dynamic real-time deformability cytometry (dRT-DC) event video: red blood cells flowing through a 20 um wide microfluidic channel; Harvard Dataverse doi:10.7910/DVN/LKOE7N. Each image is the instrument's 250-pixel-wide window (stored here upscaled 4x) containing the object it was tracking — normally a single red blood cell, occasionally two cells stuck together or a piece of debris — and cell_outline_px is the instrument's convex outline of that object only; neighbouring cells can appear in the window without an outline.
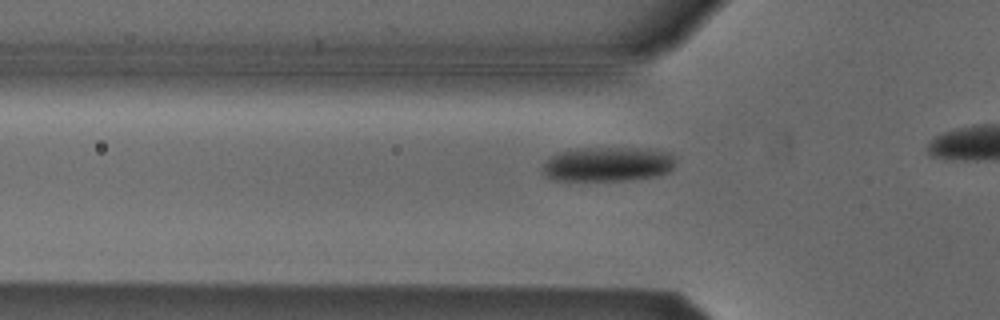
{"species": "Egyptian fruit bat (a non-hibernating species)", "species_latin": "Rousettus aegyptiacus", "temperature_condition": "cold", "stored_images_in_passage": 16, "camera_frame_rate_fps": 3000, "um_per_image_px": 0.085, "animal": {"sex": "male"}, "frame": {"image": 1, "passage_image": 10, "time_ms": 3.0, "image_size_px": [1000, 320], "cell_outline_px": [[676, 160], [672, 168], [668, 172], [652, 176], [624, 180], [552, 180], [544, 176], [544, 164], [552, 156], [560, 152], [576, 148], [648, 148], [672, 152], [676, 156]], "centroid_in_image_um": [51.71, 13.94], "position_along_channel_um": 74.1, "area_um2": 26.76}}
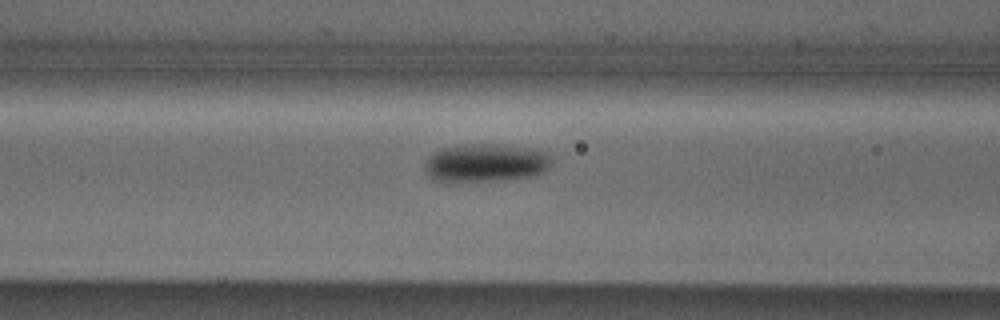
{"frame": {"image": 2, "passage_image": 14, "time_ms": 4.333, "image_size_px": [1000, 320], "cell_outline_px": [[552, 160], [548, 168], [544, 172], [532, 176], [504, 180], [456, 184], [448, 184], [436, 180], [428, 176], [424, 168], [424, 164], [428, 156], [432, 152], [440, 148], [464, 144], [504, 144], [532, 148], [552, 152]], "centroid_in_image_um": [41.26, 13.86], "position_along_channel_um": 125.3, "area_um2": 29.65}}